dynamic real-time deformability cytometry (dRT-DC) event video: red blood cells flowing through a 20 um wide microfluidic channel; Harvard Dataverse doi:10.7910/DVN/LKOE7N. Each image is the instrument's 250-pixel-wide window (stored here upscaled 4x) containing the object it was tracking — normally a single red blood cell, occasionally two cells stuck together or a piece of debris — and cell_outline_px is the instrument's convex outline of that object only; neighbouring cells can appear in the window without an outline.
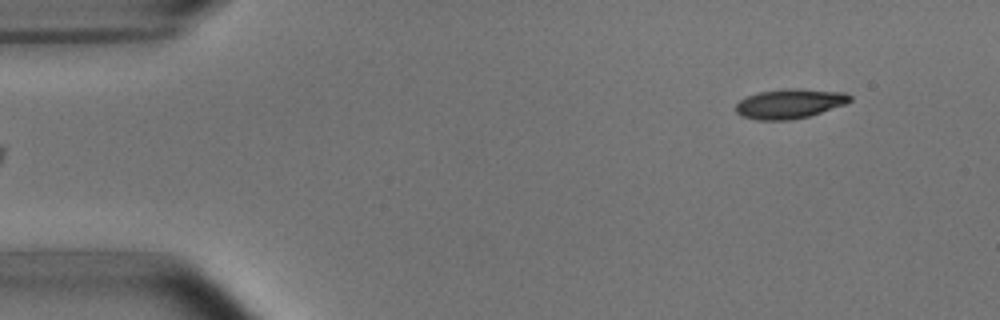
{"species": "common noctule bat (a hibernating species)", "species_latin": "Nyctalus noctula", "temperature_condition": "room temperature", "stored_images_in_passage": 4, "camera_frame_rate_fps": 3000, "um_per_image_px": 0.085, "animal": {"sex": "male", "body_mass_g": 15.6}, "frame": {"image": 1, "passage_image": 4, "time_ms": 3.667, "image_size_px": [1000, 320], "cell_outline_px": [[852, 100], [844, 104], [808, 116], [792, 120], [756, 120], [744, 116], [736, 112], [736, 104], [740, 100], [748, 96], [760, 92], [784, 88], [800, 88], [844, 92], [852, 96]], "centroid_in_image_um": [67.13, 8.8], "position_along_channel_um": 17.9, "area_um2": 19.59}}